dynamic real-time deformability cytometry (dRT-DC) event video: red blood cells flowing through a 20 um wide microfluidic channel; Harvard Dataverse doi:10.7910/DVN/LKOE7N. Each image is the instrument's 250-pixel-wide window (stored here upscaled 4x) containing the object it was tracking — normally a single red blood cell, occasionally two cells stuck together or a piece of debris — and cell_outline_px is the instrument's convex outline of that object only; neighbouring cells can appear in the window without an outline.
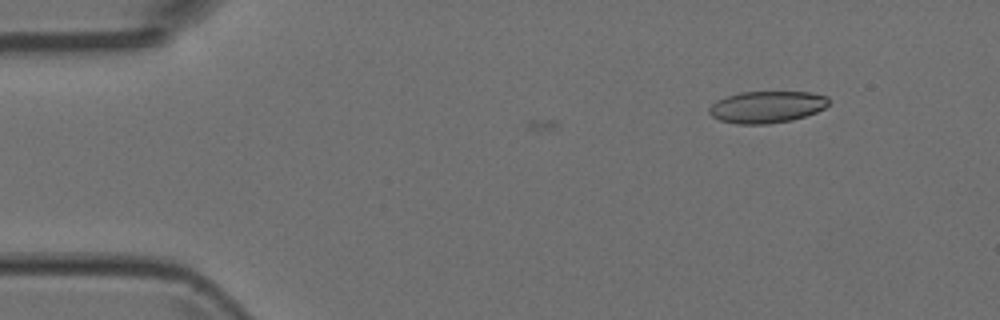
{"species": "Egyptian fruit bat (a non-hibernating species)", "species_latin": "Rousettus aegyptiacus", "temperature_condition": "room temperature", "stored_images_in_passage": 3, "camera_frame_rate_fps": 3000, "um_per_image_px": 0.085, "animal": {"sex": "female"}, "frame": {"image": 1, "passage_image": 3, "time_ms": 0.667, "image_size_px": [1000, 320], "cell_outline_px": [[828, 104], [824, 108], [816, 112], [792, 120], [768, 124], [736, 124], [720, 120], [712, 116], [708, 112], [708, 108], [716, 100], [740, 92], [812, 92], [828, 96]], "centroid_in_image_um": [65.17, 9.09], "position_along_channel_um": 19.8, "area_um2": 22.2}}